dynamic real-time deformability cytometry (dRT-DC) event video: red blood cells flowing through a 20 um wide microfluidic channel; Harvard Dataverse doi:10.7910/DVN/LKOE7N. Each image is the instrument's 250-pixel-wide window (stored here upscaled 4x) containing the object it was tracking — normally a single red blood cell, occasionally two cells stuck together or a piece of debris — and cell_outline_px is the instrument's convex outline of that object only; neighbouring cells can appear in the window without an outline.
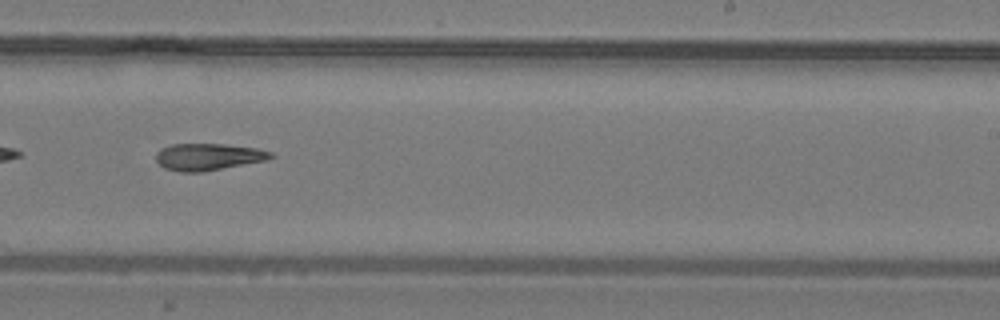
{"species": "common noctule bat (a hibernating species)", "species_latin": "Nyctalus noctula", "temperature_condition": "warm", "stored_images_in_passage": 21, "camera_frame_rate_fps": 3000, "um_per_image_px": 0.085, "animal": {"sex": "male", "body_mass_g": 19.2, "forearm_length_mm": 51.8}, "frame": {"image": 1, "passage_image": 10, "time_ms": 3.0, "image_size_px": [1000, 320], "cell_outline_px": [[276, 156], [268, 160], [204, 172], [180, 172], [164, 168], [156, 160], [156, 152], [160, 148], [172, 144], [224, 144], [256, 148], [272, 152]], "centroid_in_image_um": [17.71, 13.33], "position_along_channel_um": 271.3, "area_um2": 18.21}}
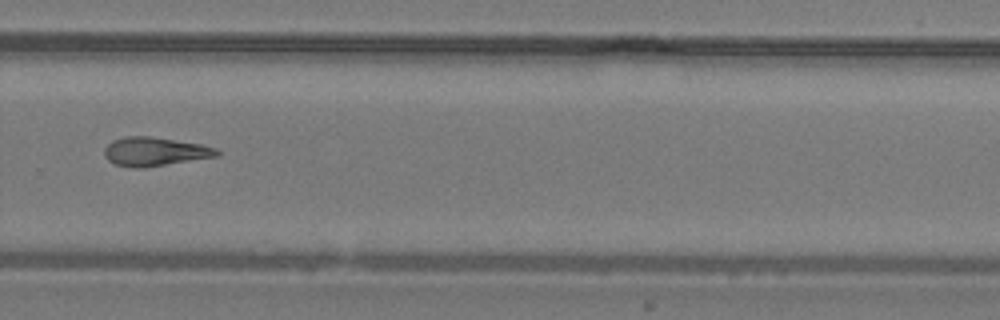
{"frame": {"image": 2, "passage_image": 12, "time_ms": 3.667, "image_size_px": [1000, 320], "cell_outline_px": [[220, 156], [144, 168], [136, 168], [116, 164], [108, 160], [104, 156], [104, 148], [112, 140], [124, 136], [152, 136], [200, 144], [216, 148], [220, 152]], "centroid_in_image_um": [13.16, 12.88], "position_along_channel_um": 316.6, "area_um2": 19.02}}